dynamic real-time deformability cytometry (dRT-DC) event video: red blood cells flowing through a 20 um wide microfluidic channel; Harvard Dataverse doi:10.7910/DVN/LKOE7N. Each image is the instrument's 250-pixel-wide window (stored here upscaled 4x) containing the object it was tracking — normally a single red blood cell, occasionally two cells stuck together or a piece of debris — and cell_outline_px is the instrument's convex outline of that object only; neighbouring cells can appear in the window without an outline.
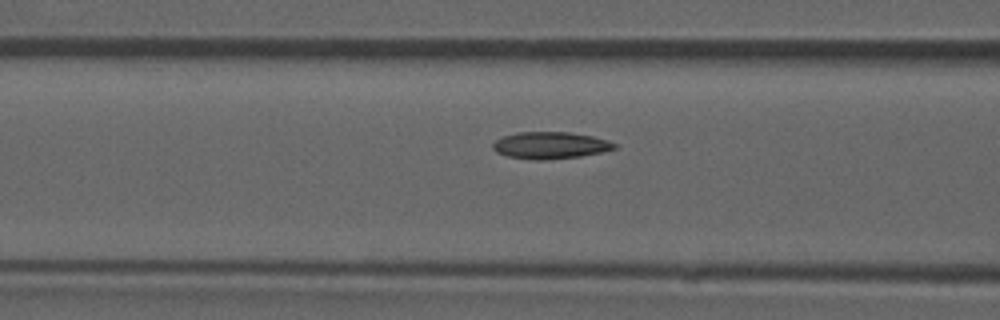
{"species": "common noctule bat (a hibernating species)", "species_latin": "Nyctalus noctula", "temperature_condition": "room temperature", "stored_images_in_passage": 39, "camera_frame_rate_fps": 3000, "um_per_image_px": 0.085, "animal": {"sex": "male", "forearm_length_mm": 52.5}, "frame": {"image": 1, "passage_image": 12, "time_ms": 3.667, "image_size_px": [1000, 320], "cell_outline_px": [[620, 144], [616, 148], [600, 152], [580, 156], [544, 160], [532, 160], [508, 156], [496, 152], [492, 148], [492, 144], [496, 140], [504, 136], [516, 132], [568, 132], [592, 136], [608, 140]], "centroid_in_image_um": [46.78, 12.35], "position_along_channel_um": 119.8, "area_um2": 19.07}}